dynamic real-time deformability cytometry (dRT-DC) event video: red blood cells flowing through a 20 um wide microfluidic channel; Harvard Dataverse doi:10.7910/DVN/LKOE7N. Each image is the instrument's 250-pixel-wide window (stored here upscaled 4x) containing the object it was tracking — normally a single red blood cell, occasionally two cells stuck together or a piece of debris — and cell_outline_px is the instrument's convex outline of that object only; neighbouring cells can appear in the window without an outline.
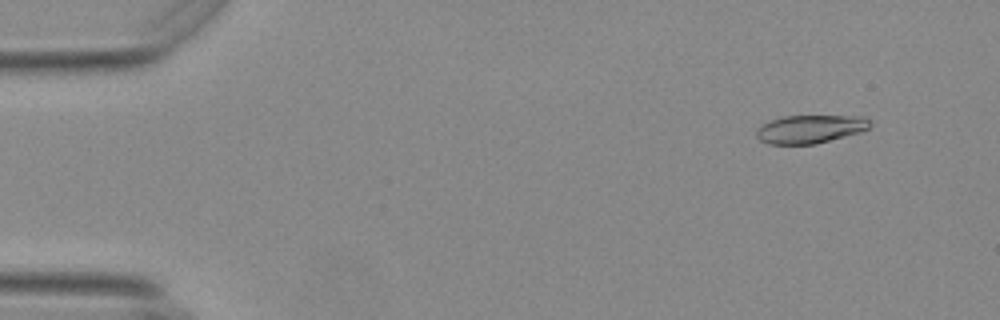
{"species": "Egyptian fruit bat (a non-hibernating species)", "species_latin": "Rousettus aegyptiacus", "temperature_condition": "warm", "stored_images_in_passage": 55, "camera_frame_rate_fps": 3000, "um_per_image_px": 0.085, "animal": {"sex": "female"}, "frame": {"image": 1, "passage_image": 5, "time_ms": 1.333, "image_size_px": [1000, 320], "cell_outline_px": [[872, 124], [868, 128], [860, 132], [816, 144], [768, 144], [760, 140], [756, 136], [756, 128], [772, 120], [784, 116], [864, 116]], "centroid_in_image_um": [68.86, 10.97], "position_along_channel_um": 16.1, "area_um2": 18.61}}
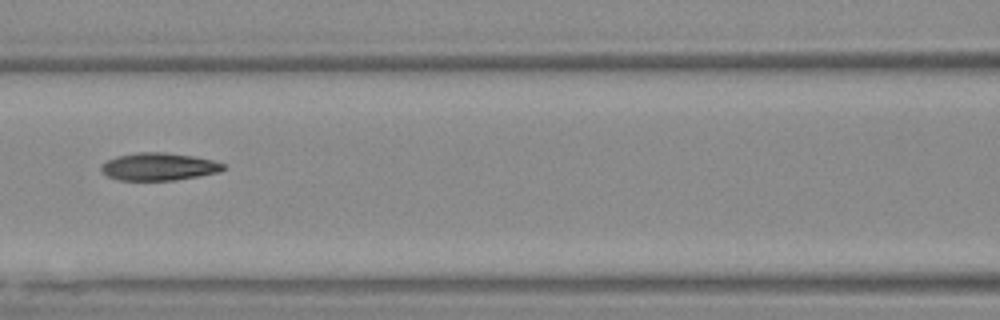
{"frame": {"image": 2, "passage_image": 25, "time_ms": 8.0, "image_size_px": [1000, 320], "cell_outline_px": [[224, 168], [220, 172], [200, 176], [176, 180], [120, 180], [108, 176], [100, 168], [100, 164], [116, 156], [136, 152], [164, 152], [192, 156], [212, 160], [224, 164]], "centroid_in_image_um": [13.49, 14.16], "position_along_channel_um": 153.1, "area_um2": 19.59}}
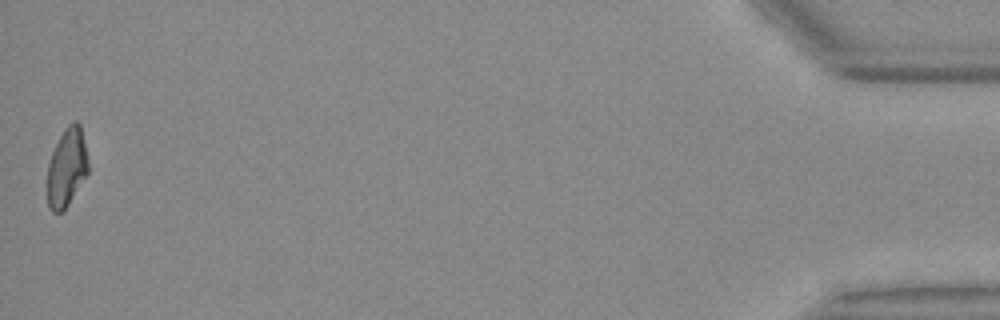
{"frame": {"image": 3, "passage_image": 55, "time_ms": 18.0, "image_size_px": [1000, 320], "cell_outline_px": [[88, 172], [68, 204], [60, 212], [52, 212], [48, 204], [48, 164], [52, 152], [64, 128], [72, 120], [76, 120], [80, 124], [88, 160]], "centroid_in_image_um": [5.68, 14.19], "position_along_channel_um": 429.5, "area_um2": 18.38}, "authors_computed_cell_mechanics": {"area_um2": 19.7098, "velocity_mm_per_s": 3.7103, "shape_relaxation_time_tau1_ms": 6.3478, "shape_relaxation_time_tau2_ms": 3.8095, "deformation_change_tau1": 0.2095, "deformation_change_tau2": 0.1093}}